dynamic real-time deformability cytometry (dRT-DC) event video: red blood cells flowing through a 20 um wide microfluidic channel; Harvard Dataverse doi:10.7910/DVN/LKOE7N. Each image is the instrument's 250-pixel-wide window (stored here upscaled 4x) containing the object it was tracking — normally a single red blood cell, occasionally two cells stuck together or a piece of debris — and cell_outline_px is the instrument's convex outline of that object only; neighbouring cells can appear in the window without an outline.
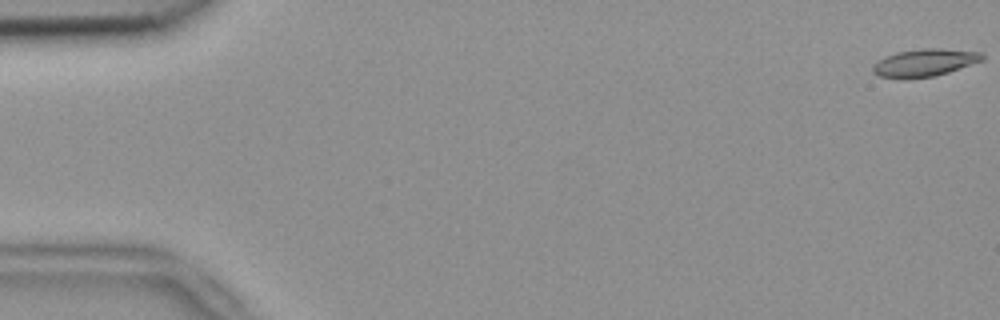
{"species": "common noctule bat (a hibernating species)", "species_latin": "Nyctalus noctula", "temperature_condition": "room temperature", "stored_images_in_passage": 25, "camera_frame_rate_fps": 3000, "um_per_image_px": 0.085, "animal": {"sex": "female", "body_mass_g": 18.4}, "frame": {"image": 1, "passage_image": 1, "time_ms": 0.0, "image_size_px": [1000, 320], "cell_outline_px": [[984, 60], [948, 72], [932, 76], [908, 80], [880, 76], [872, 72], [872, 64], [876, 60], [884, 56], [896, 52], [920, 48], [940, 48], [980, 52], [984, 56]], "centroid_in_image_um": [78.52, 5.33], "position_along_channel_um": 6.5, "area_um2": 17.86}}
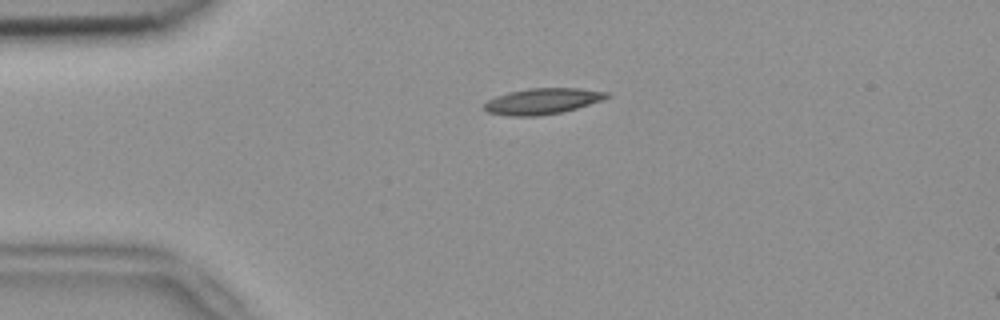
{"frame": {"image": 2, "passage_image": 13, "time_ms": 4.0, "image_size_px": [1000, 320], "cell_outline_px": [[612, 96], [564, 112], [536, 116], [508, 116], [488, 112], [480, 108], [488, 100], [496, 96], [508, 92], [528, 88], [580, 88], [608, 92]], "centroid_in_image_um": [46.07, 8.6], "position_along_channel_um": 38.9, "area_um2": 18.61}}